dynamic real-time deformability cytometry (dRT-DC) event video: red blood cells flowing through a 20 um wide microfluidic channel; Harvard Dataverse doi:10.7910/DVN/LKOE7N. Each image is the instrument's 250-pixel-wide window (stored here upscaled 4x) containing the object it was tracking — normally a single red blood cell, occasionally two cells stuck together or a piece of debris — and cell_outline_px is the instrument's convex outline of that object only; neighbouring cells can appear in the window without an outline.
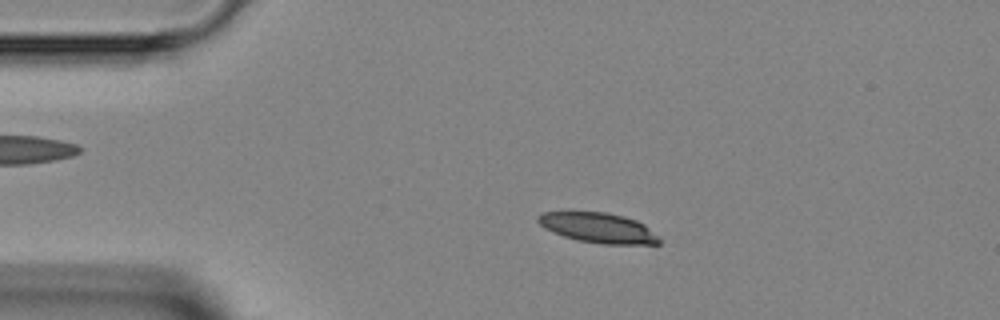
{"species": "Egyptian fruit bat (a non-hibernating species)", "species_latin": "Rousettus aegyptiacus", "temperature_condition": "room temperature", "stored_images_in_passage": 47, "camera_frame_rate_fps": 3000, "um_per_image_px": 0.085, "animal": {"sex": "female"}, "frame": {"image": 1, "passage_image": 9, "time_ms": 2.667, "image_size_px": [1000, 320], "cell_outline_px": [[660, 244], [604, 244], [576, 240], [552, 232], [544, 228], [536, 220], [536, 216], [540, 212], [568, 208], [572, 208], [608, 212], [624, 216], [636, 220], [644, 224], [660, 240]], "centroid_in_image_um": [50.7, 19.29], "position_along_channel_um": 34.3, "area_um2": 22.25}}
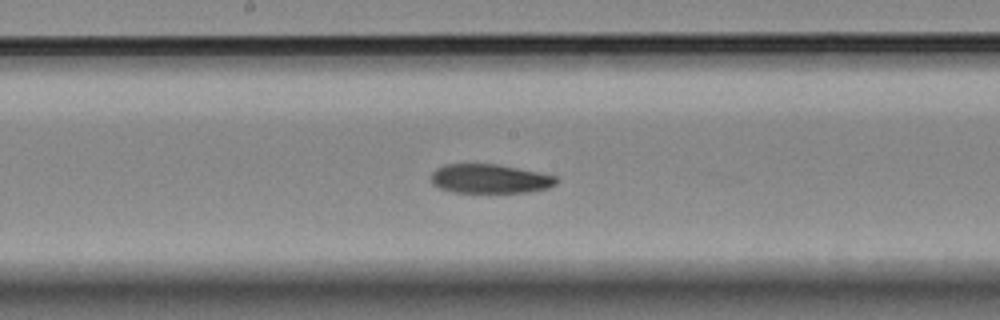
{"frame": {"image": 2, "passage_image": 24, "time_ms": 7.667, "image_size_px": [1000, 320], "cell_outline_px": [[560, 180], [556, 184], [548, 188], [528, 192], [452, 192], [440, 188], [432, 184], [432, 172], [436, 168], [444, 164], [500, 164], [556, 176]], "centroid_in_image_um": [41.65, 15.19], "position_along_channel_um": 206.6, "area_um2": 21.33}}
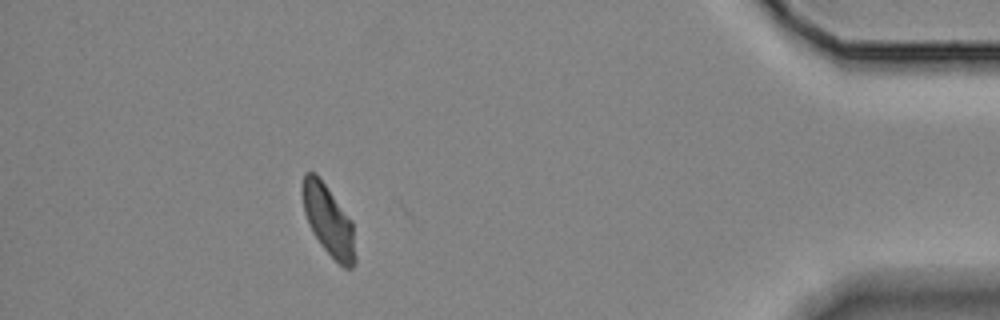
{"frame": {"image": 3, "passage_image": 42, "time_ms": 13.667, "image_size_px": [1000, 320], "cell_outline_px": [[356, 260], [352, 268], [344, 268], [320, 244], [304, 212], [300, 192], [300, 188], [304, 172], [316, 172], [352, 220], [356, 256]], "centroid_in_image_um": [27.91, 18.68], "position_along_channel_um": 407.3, "area_um2": 21.73}}